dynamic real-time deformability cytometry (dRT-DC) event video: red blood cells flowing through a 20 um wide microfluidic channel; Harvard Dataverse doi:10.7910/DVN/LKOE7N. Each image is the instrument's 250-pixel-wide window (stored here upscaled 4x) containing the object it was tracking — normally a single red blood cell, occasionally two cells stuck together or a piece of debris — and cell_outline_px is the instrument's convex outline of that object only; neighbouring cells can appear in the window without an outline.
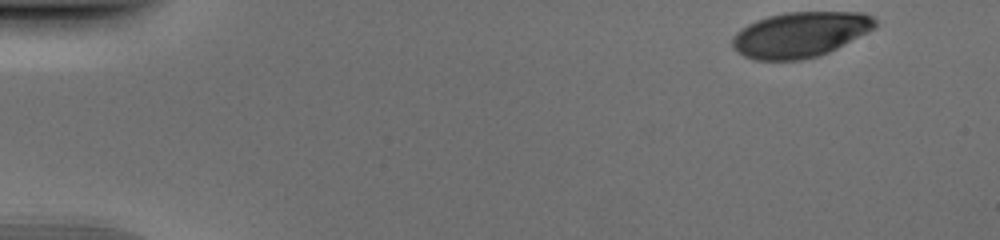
{"species": "human", "species_latin": "Homo sapiens", "temperature_condition": "cold", "stored_images_in_passage": 48, "camera_frame_rate_fps": 3000, "um_per_image_px": 0.085, "donor": {"sex": "male"}, "frame": {"image": 1, "passage_image": 1, "time_ms": 0.0, "image_size_px": [1000, 240], "cell_outline_px": [[876, 24], [872, 28], [836, 48], [820, 56], [800, 60], [756, 60], [744, 56], [732, 44], [732, 40], [736, 32], [748, 24], [756, 20], [768, 16], [788, 12], [864, 12], [872, 16], [876, 20]], "centroid_in_image_um": [67.99, 2.93], "position_along_channel_um": 17.0, "area_um2": 37.22}}
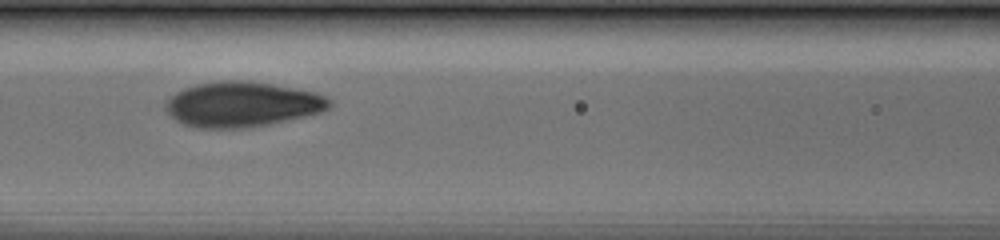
{"frame": {"image": 2, "passage_image": 20, "time_ms": 6.333, "image_size_px": [1000, 240], "cell_outline_px": [[332, 104], [328, 108], [320, 112], [304, 116], [268, 124], [244, 128], [200, 128], [184, 124], [176, 120], [164, 108], [164, 100], [168, 96], [184, 88], [196, 84], [220, 80], [248, 80], [272, 84], [316, 92], [332, 100]], "centroid_in_image_um": [20.54, 8.85], "position_along_channel_um": 146.1, "area_um2": 43.23}}
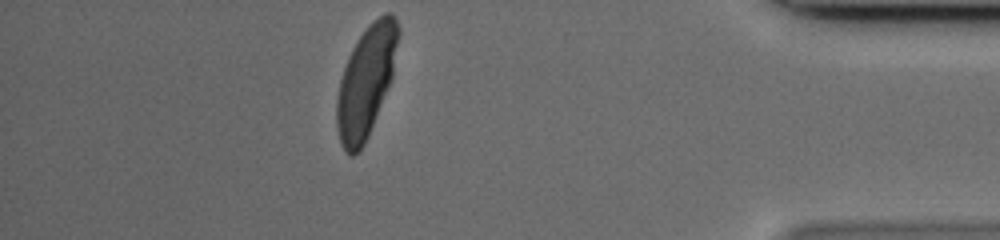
{"frame": {"image": 3, "passage_image": 42, "time_ms": 13.667, "image_size_px": [1000, 240], "cell_outline_px": [[400, 36], [392, 80], [368, 136], [364, 144], [352, 156], [348, 156], [344, 152], [340, 144], [336, 128], [336, 100], [340, 80], [348, 56], [356, 40], [380, 16], [388, 12], [392, 12], [396, 16], [400, 28]], "centroid_in_image_um": [31.12, 6.95], "position_along_channel_um": 404.1, "area_um2": 39.94}}